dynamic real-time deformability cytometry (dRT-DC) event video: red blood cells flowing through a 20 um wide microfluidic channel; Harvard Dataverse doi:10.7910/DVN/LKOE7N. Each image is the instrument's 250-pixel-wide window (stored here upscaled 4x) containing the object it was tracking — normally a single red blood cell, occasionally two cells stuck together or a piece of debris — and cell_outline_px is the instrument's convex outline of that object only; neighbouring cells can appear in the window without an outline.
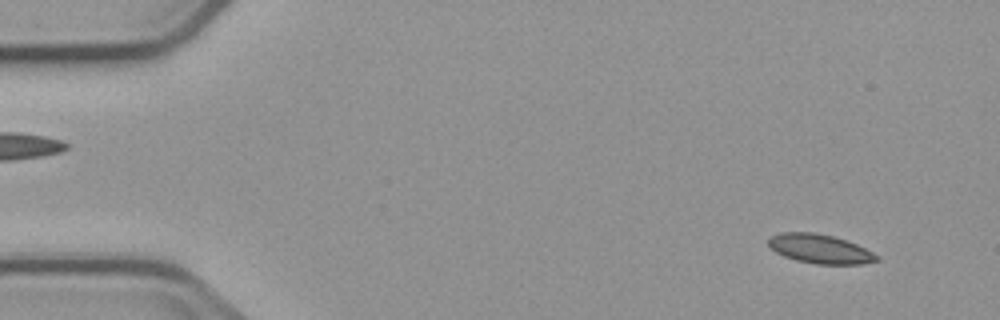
{"species": "common noctule bat (a hibernating species)", "species_latin": "Nyctalus noctula", "temperature_condition": "cold", "stored_images_in_passage": 5, "camera_frame_rate_fps": 3000, "um_per_image_px": 0.085, "animal": {"sex": "male", "body_mass_g": 23.1, "forearm_length_mm": 52.7}, "frame": {"image": 1, "passage_image": 1, "time_ms": 0.0, "image_size_px": [1000, 320], "cell_outline_px": [[880, 260], [860, 264], [816, 264], [796, 260], [784, 256], [776, 252], [768, 244], [768, 236], [780, 232], [812, 232], [832, 236], [856, 244], [880, 256]], "centroid_in_image_um": [69.67, 21.15], "position_along_channel_um": 15.3, "area_um2": 18.32}}